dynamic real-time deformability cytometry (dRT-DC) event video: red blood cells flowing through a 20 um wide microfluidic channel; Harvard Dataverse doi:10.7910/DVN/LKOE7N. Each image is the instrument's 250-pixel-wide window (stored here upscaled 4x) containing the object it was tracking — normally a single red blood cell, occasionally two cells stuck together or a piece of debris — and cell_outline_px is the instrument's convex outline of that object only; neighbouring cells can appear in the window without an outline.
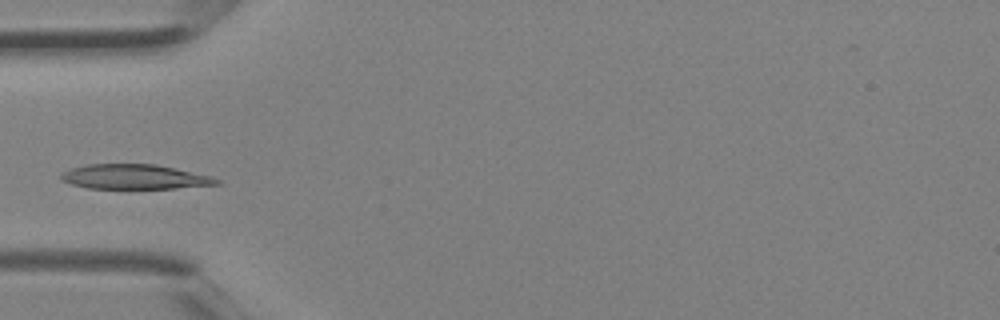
{"species": "Egyptian fruit bat (a non-hibernating species)", "species_latin": "Rousettus aegyptiacus", "temperature_condition": "room temperature", "stored_images_in_passage": 2, "camera_frame_rate_fps": 3000, "um_per_image_px": 0.085, "animal": {"sex": "female"}, "frame": {"image": 1, "passage_image": 2, "time_ms": 0.333, "image_size_px": [1000, 320], "cell_outline_px": [[220, 184], [176, 188], [88, 188], [72, 184], [60, 180], [60, 172], [84, 164], [156, 164], [176, 168], [212, 176], [220, 180]], "centroid_in_image_um": [11.42, 15.02], "position_along_channel_um": 73.6, "area_um2": 22.48}}